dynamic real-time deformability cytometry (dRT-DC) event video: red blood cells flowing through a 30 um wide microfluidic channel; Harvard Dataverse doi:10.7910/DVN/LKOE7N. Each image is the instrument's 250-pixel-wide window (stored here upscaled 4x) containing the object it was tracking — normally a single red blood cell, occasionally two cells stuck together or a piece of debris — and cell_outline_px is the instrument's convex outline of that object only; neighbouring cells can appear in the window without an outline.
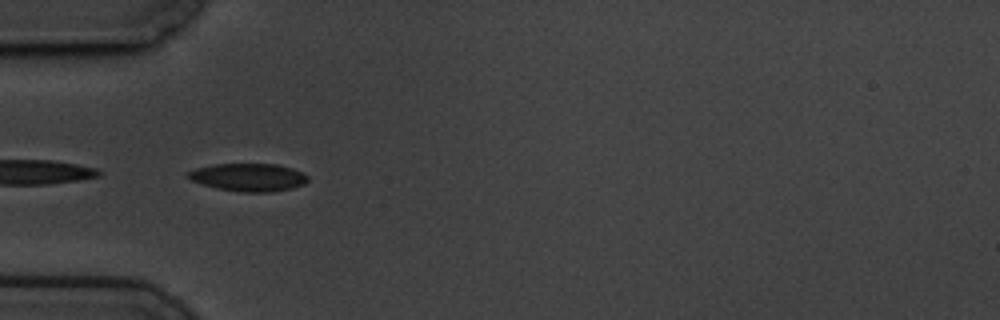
{"species": "common noctule bat (a hibernating species)", "species_latin": "Nyctalus noctula", "temperature_condition": "cold", "stored_images_in_passage": 41, "camera_frame_rate_fps": 3000, "um_per_image_px": 0.085, "animal": {"sex": "male", "body_mass_g": 19.5, "forearm_length_mm": 54.6}, "frame": {"image": 1, "passage_image": 1, "time_ms": 0.0, "image_size_px": [1000, 320], "cell_outline_px": [[308, 180], [304, 184], [292, 188], [272, 192], [240, 192], [216, 188], [192, 180], [184, 176], [188, 172], [196, 168], [216, 164], [276, 164], [292, 168], [304, 172], [308, 176]], "centroid_in_image_um": [21.15, 15.07], "position_along_channel_um": 63.9, "area_um2": 19.48}}
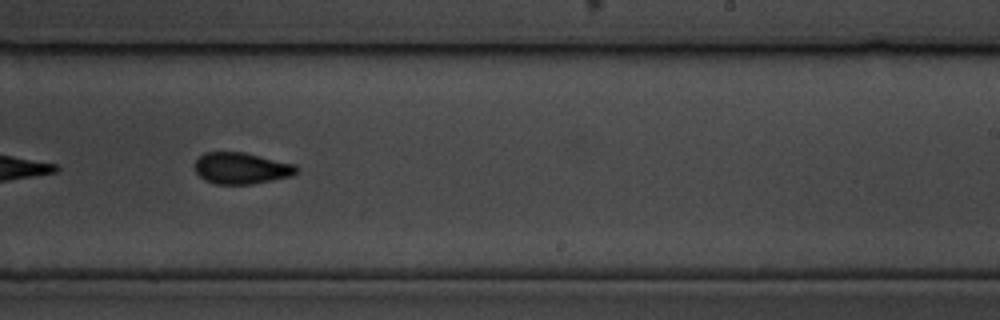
{"frame": {"image": 2, "passage_image": 19, "time_ms": 6.0, "image_size_px": [1000, 320], "cell_outline_px": [[300, 172], [292, 176], [252, 184], [216, 184], [204, 180], [196, 172], [196, 160], [204, 152], [244, 152], [296, 164], [300, 168]], "centroid_in_image_um": [20.57, 14.3], "position_along_channel_um": 268.4, "area_um2": 18.79}}
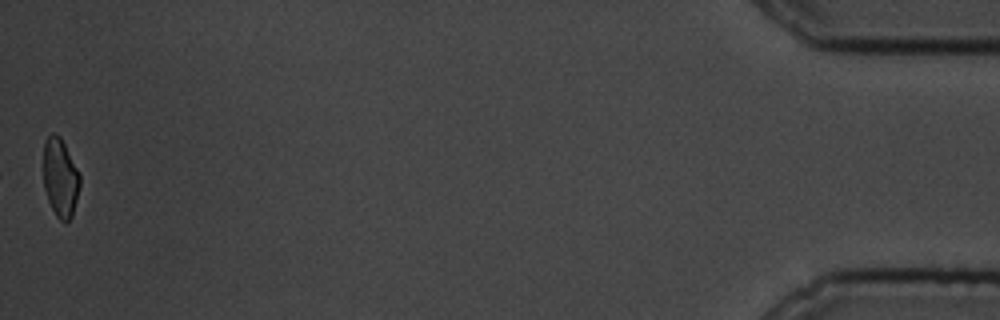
{"frame": {"image": 3, "passage_image": 41, "time_ms": 13.333, "image_size_px": [1000, 320], "cell_outline_px": [[80, 184], [72, 216], [64, 224], [56, 216], [48, 200], [44, 188], [44, 144], [48, 136], [52, 132], [60, 136], [80, 172]], "centroid_in_image_um": [5.13, 15.1], "position_along_channel_um": 430.1, "area_um2": 16.7}, "authors_computed_cell_mechanics": {"area_um2": 18.7272, "velocity_mm_per_s": 3.4399, "shape_relaxation_time_tau1_ms": 3.8104, "shape_relaxation_time_tau2_ms": 2.5631, "deformation_change_tau1": 0.1036, "deformation_change_tau2": 0.0852}}